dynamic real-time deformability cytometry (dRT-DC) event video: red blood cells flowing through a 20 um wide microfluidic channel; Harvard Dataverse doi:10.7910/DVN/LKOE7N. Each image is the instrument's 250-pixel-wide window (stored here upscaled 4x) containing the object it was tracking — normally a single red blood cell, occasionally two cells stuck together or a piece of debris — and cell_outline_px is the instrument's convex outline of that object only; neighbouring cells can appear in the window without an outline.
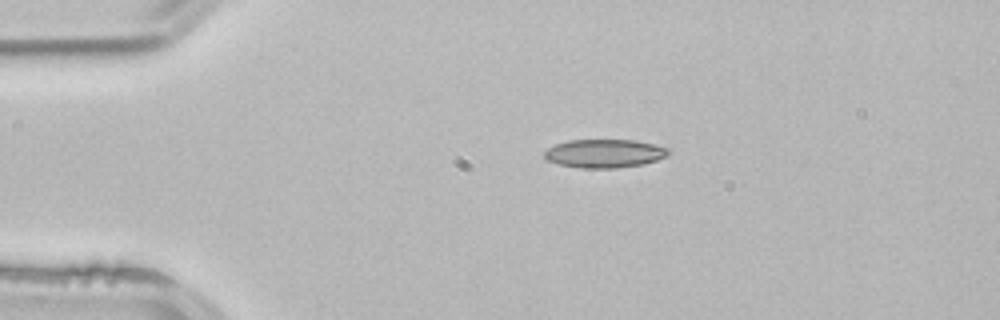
{"species": "common noctule bat (a hibernating species)", "species_latin": "Nyctalus noctula", "temperature_condition": "room temperature", "stored_images_in_passage": 42, "camera_frame_rate_fps": 3000, "um_per_image_px": 0.085, "animal": {"sex": "male", "body_mass_g": 21.5, "forearm_length_mm": 52.0}, "frame": {"image": 1, "passage_image": 1, "time_ms": 0.0, "image_size_px": [1000, 320], "cell_outline_px": [[668, 156], [656, 160], [640, 164], [616, 168], [580, 168], [560, 164], [548, 160], [544, 156], [544, 152], [548, 148], [556, 144], [568, 140], [632, 140], [652, 144], [668, 148]], "centroid_in_image_um": [51.36, 13.04], "position_along_channel_um": 33.6, "area_um2": 20.29}}
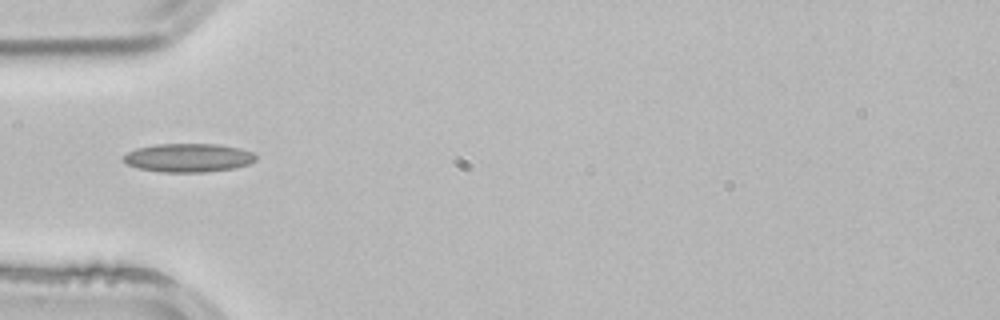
{"frame": {"image": 2, "passage_image": 7, "time_ms": 2.0, "image_size_px": [1000, 320], "cell_outline_px": [[256, 160], [248, 164], [232, 168], [204, 172], [164, 172], [140, 168], [128, 164], [124, 160], [124, 156], [128, 152], [136, 148], [156, 144], [220, 144], [240, 148], [252, 152], [256, 156]], "centroid_in_image_um": [16.03, 13.4], "position_along_channel_um": 69.0, "area_um2": 21.85}}
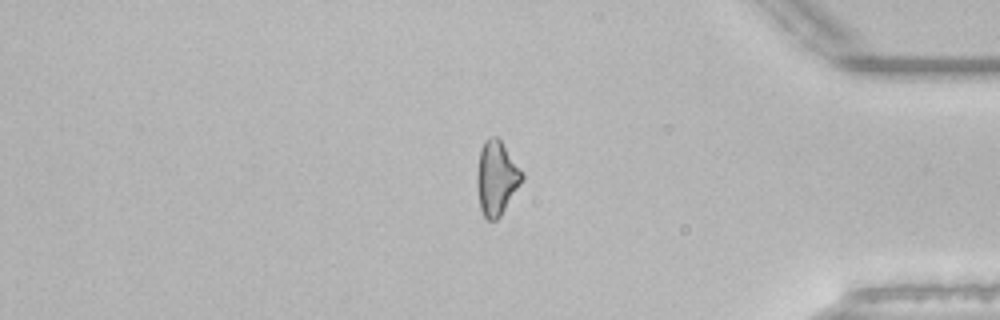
{"frame": {"image": 3, "passage_image": 34, "time_ms": 11.0, "image_size_px": [1000, 320], "cell_outline_px": [[524, 180], [500, 216], [496, 220], [488, 220], [484, 216], [480, 208], [476, 188], [476, 172], [480, 148], [484, 140], [488, 136], [496, 136], [500, 140], [524, 172]], "centroid_in_image_um": [42.2, 15.11], "position_along_channel_um": 393.0, "area_um2": 19.83}, "authors_computed_cell_mechanics": {"area_um2": 19.7387, "velocity_mm_per_s": 3.8988, "shape_relaxation_time_tau1_ms": null, "shape_relaxation_time_tau2_ms": 6.0789, "deformation_change_tau1": null, "deformation_change_tau2": 0.143}}